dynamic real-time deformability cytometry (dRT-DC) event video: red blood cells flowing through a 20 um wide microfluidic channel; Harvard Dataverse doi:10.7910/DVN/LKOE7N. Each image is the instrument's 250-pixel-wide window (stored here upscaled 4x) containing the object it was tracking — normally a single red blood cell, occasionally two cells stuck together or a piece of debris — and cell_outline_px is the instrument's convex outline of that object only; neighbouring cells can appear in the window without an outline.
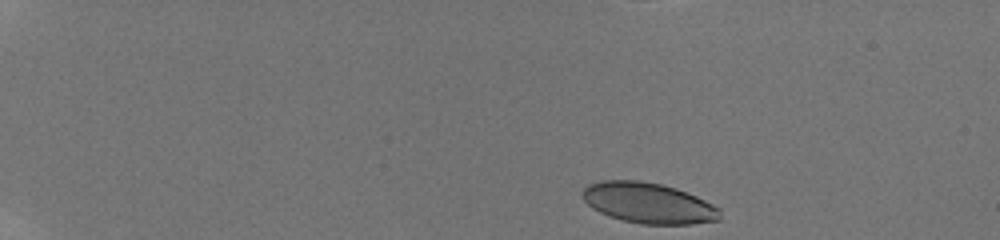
{"species": "human", "species_latin": "Homo sapiens", "temperature_condition": "room temperature", "stored_images_in_passage": 16, "camera_frame_rate_fps": 3000, "um_per_image_px": 0.085, "donor": {"sex": "male"}, "frame": {"image": 1, "passage_image": 1, "time_ms": 0.0, "image_size_px": [1000, 240], "cell_outline_px": [[720, 220], [692, 224], [640, 224], [608, 216], [592, 208], [584, 200], [580, 192], [588, 184], [600, 180], [640, 180], [660, 184], [676, 188], [696, 196], [720, 208]], "centroid_in_image_um": [55.09, 17.25], "position_along_channel_um": 29.9, "area_um2": 32.66}}
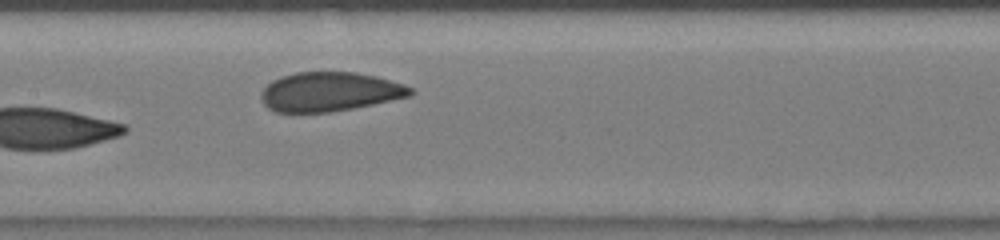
{"frame": {"image": 2, "passage_image": 16, "time_ms": 7.333, "image_size_px": [1000, 240], "cell_outline_px": [[416, 92], [412, 96], [352, 108], [328, 112], [276, 112], [268, 108], [264, 104], [260, 96], [260, 92], [272, 80], [280, 76], [296, 72], [356, 72], [376, 76], [404, 84], [412, 88]], "centroid_in_image_um": [28.03, 7.79], "position_along_channel_um": 179.4, "area_um2": 34.22}}